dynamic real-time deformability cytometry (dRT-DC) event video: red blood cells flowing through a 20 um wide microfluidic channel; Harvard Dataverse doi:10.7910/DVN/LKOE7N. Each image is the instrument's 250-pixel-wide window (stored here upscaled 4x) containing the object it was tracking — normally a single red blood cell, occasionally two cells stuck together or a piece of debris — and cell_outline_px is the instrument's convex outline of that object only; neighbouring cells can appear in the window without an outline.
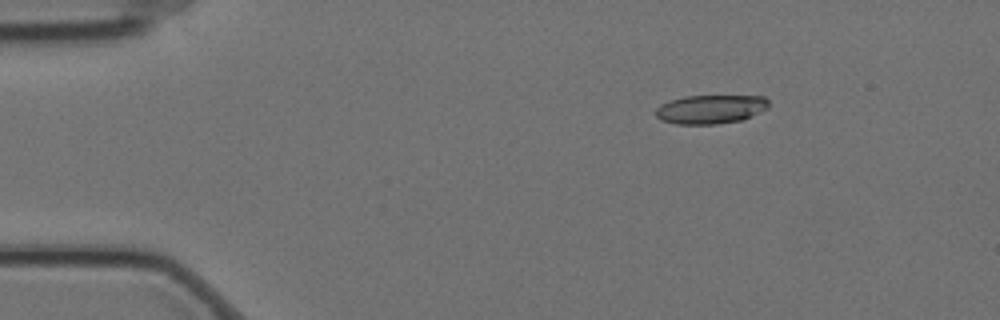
{"species": "Egyptian fruit bat (a non-hibernating species)", "species_latin": "Rousettus aegyptiacus", "temperature_condition": "cold", "stored_images_in_passage": 7, "camera_frame_rate_fps": 3000, "um_per_image_px": 0.085, "animal": {"sex": "female"}, "frame": {"image": 1, "passage_image": 3, "time_ms": 0.667, "image_size_px": [1000, 320], "cell_outline_px": [[768, 108], [744, 120], [716, 124], [676, 124], [660, 120], [656, 116], [656, 108], [660, 104], [684, 96], [764, 96], [768, 100]], "centroid_in_image_um": [60.4, 9.29], "position_along_channel_um": 24.6, "area_um2": 19.07}}
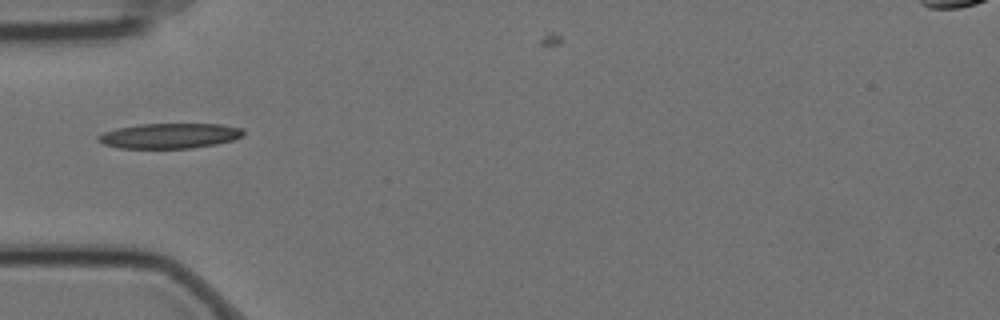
{"frame": {"image": 2, "passage_image": 6, "time_ms": 1.667, "image_size_px": [1000, 320], "cell_outline_px": [[244, 132], [240, 136], [232, 140], [216, 144], [192, 148], [120, 148], [104, 144], [96, 140], [96, 136], [104, 132], [116, 128], [140, 124], [220, 124], [244, 128]], "centroid_in_image_um": [14.39, 11.54], "position_along_channel_um": 70.6, "area_um2": 21.27}}
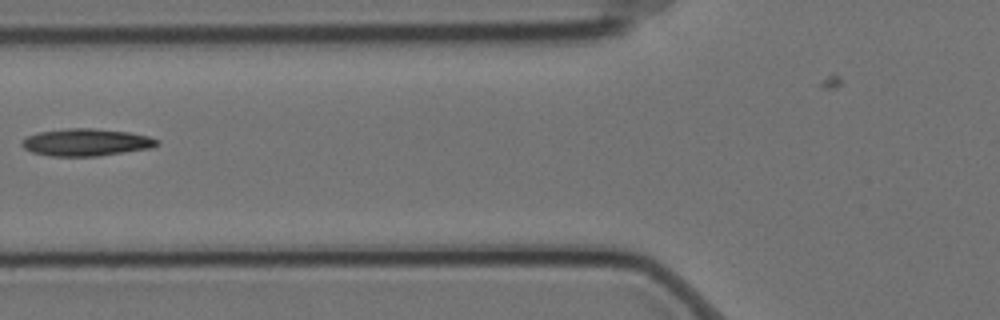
{"frame": {"image": 3, "passage_image": 7, "time_ms": 2.0, "image_size_px": [1000, 320], "cell_outline_px": [[160, 144], [152, 148], [96, 156], [48, 156], [32, 152], [24, 148], [20, 144], [20, 140], [28, 136], [40, 132], [68, 128], [92, 128], [128, 132], [148, 136], [160, 140]], "centroid_in_image_um": [7.32, 12.1], "position_along_channel_um": 118.5, "area_um2": 21.5}}